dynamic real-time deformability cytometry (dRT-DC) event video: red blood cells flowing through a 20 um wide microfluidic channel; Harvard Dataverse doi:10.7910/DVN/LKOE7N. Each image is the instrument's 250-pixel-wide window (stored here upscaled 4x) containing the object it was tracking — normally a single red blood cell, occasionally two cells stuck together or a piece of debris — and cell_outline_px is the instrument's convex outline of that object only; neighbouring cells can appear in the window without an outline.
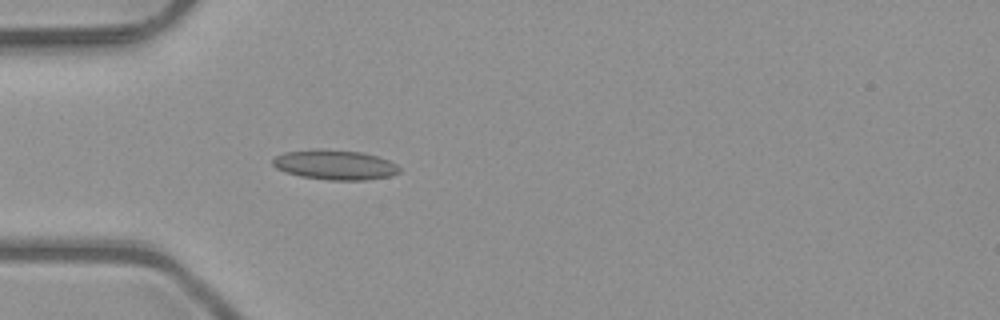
{"species": "common noctule bat (a hibernating species)", "species_latin": "Nyctalus noctula", "temperature_condition": "room temperature", "stored_images_in_passage": 4, "camera_frame_rate_fps": 3000, "um_per_image_px": 0.085, "animal": {"sex": "male", "body_mass_g": 23.1, "forearm_length_mm": 52.7}, "frame": {"image": 1, "passage_image": 4, "time_ms": 1.0, "image_size_px": [1000, 320], "cell_outline_px": [[400, 172], [388, 176], [364, 180], [328, 180], [300, 176], [284, 172], [276, 168], [272, 164], [272, 160], [276, 156], [284, 152], [312, 148], [320, 148], [360, 152], [376, 156], [388, 160], [396, 164], [400, 168]], "centroid_in_image_um": [28.41, 14.0], "position_along_channel_um": 56.6, "area_um2": 22.14}}